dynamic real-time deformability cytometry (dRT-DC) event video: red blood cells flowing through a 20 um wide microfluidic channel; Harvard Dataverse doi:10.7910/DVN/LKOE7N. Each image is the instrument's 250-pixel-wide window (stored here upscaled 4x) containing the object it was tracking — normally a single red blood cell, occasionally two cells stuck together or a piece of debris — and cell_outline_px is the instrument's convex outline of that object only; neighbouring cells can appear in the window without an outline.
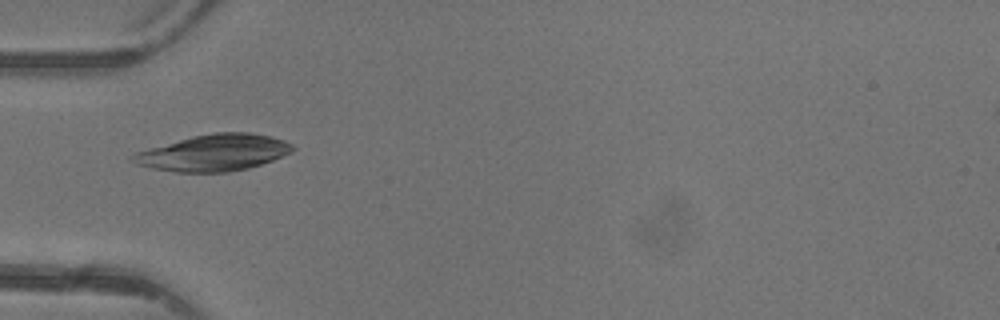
{"species": "common noctule bat (a hibernating species)", "species_latin": "Nyctalus noctula", "temperature_condition": "warm", "stored_images_in_passage": 3, "camera_frame_rate_fps": 3000, "um_per_image_px": 0.085, "animal": {"sex": "female"}, "frame": {"image": 1, "passage_image": 3, "time_ms": 3.333, "image_size_px": [1000, 320], "cell_outline_px": [[296, 148], [292, 152], [272, 160], [248, 168], [228, 172], [176, 172], [152, 168], [136, 164], [128, 160], [136, 152], [192, 136], [216, 132], [248, 132], [268, 136], [284, 140], [292, 144]], "centroid_in_image_um": [18.17, 12.98], "position_along_channel_um": 66.8, "area_um2": 33.76}}